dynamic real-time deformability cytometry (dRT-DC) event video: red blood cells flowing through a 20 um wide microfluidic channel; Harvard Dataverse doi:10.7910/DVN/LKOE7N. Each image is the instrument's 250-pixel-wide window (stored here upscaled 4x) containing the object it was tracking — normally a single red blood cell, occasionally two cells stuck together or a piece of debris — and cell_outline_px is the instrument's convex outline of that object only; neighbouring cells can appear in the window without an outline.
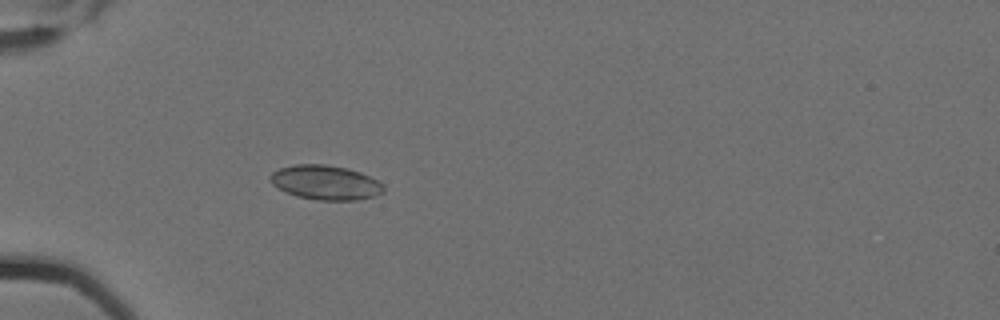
{"species": "Egyptian fruit bat (a non-hibernating species)", "species_latin": "Rousettus aegyptiacus", "temperature_condition": "cold", "stored_images_in_passage": 4, "camera_frame_rate_fps": 3000, "um_per_image_px": 0.085, "animal": {"sex": "female"}, "frame": {"image": 1, "passage_image": 4, "time_ms": 1.0, "image_size_px": [1000, 320], "cell_outline_px": [[384, 192], [376, 196], [356, 200], [316, 200], [296, 196], [272, 184], [268, 176], [272, 172], [280, 168], [296, 164], [324, 164], [348, 168], [360, 172], [376, 180], [384, 188]], "centroid_in_image_um": [27.66, 15.51], "position_along_channel_um": 57.3, "area_um2": 22.66}}